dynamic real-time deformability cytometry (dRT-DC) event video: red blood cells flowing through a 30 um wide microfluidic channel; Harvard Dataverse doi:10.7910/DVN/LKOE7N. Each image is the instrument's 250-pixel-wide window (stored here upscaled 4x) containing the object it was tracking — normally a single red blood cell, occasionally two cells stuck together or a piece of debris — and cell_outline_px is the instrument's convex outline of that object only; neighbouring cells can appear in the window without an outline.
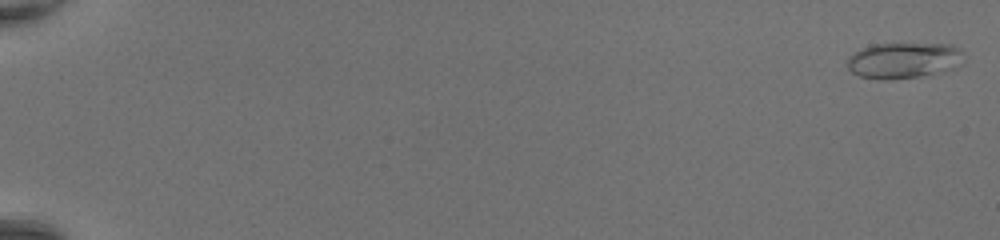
{"species": "common noctule bat (a hibernating species)", "species_latin": "Nyctalus noctula", "temperature_condition": "room temperature", "stored_images_in_passage": 49, "camera_frame_rate_fps": 3000, "um_per_image_px": 0.085, "animal": {"sex": "female", "body_mass_g": 20.0, "forearm_length_mm": 54.0}, "frame": {"image": 1, "passage_image": 1, "time_ms": 0.0, "image_size_px": [1000, 240], "cell_outline_px": [[964, 52], [956, 68], [920, 76], [888, 80], [880, 80], [860, 76], [852, 72], [848, 68], [848, 56], [872, 44], [952, 44], [960, 48]], "centroid_in_image_um": [76.81, 5.13], "position_along_channel_um": 8.2, "area_um2": 24.22}}
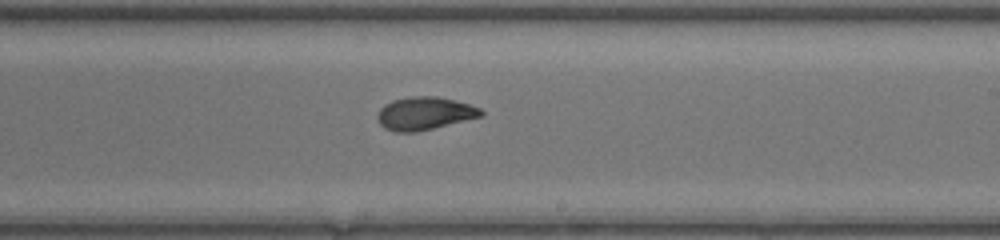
{"frame": {"image": 2, "passage_image": 32, "time_ms": 10.333, "image_size_px": [1000, 240], "cell_outline_px": [[484, 116], [416, 132], [396, 132], [384, 128], [376, 120], [376, 116], [380, 108], [384, 104], [392, 100], [412, 96], [436, 96], [456, 100], [480, 108], [484, 112]], "centroid_in_image_um": [36.07, 9.64], "position_along_channel_um": 252.9, "area_um2": 20.06}}
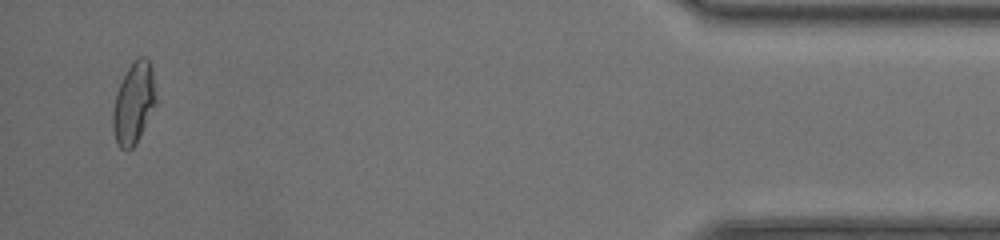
{"frame": {"image": 3, "passage_image": 48, "time_ms": 15.667, "image_size_px": [1000, 240], "cell_outline_px": [[156, 104], [136, 144], [132, 148], [120, 148], [116, 140], [112, 128], [112, 112], [116, 92], [132, 60], [140, 56], [144, 56], [148, 60], [152, 68], [156, 100]], "centroid_in_image_um": [11.36, 8.75], "position_along_channel_um": 423.8, "area_um2": 20.35}, "authors_computed_cell_mechanics": {"area_um2": 20.23, "velocity_mm_per_s": 4.4108, "shape_relaxation_time_tau1_ms": 7.6347, "shape_relaxation_time_tau2_ms": 1.2963, "deformation_change_tau1": 0.2526, "deformation_change_tau2": 0.0564}}